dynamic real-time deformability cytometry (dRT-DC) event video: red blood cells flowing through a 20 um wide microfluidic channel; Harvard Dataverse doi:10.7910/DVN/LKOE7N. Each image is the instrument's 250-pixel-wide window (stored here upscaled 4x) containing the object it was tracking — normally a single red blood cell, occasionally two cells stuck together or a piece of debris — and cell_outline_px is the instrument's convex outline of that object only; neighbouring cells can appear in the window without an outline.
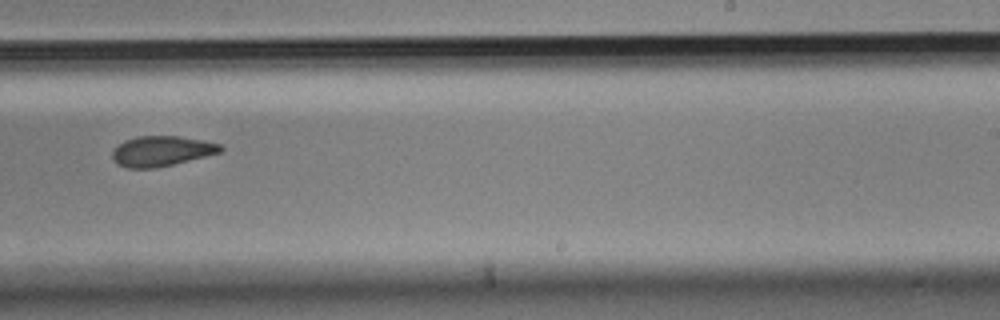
{"species": "Egyptian fruit bat (a non-hibernating species)", "species_latin": "Rousettus aegyptiacus", "temperature_condition": "cold", "stored_images_in_passage": 15, "camera_frame_rate_fps": 3000, "um_per_image_px": 0.085, "animal": {"sex": "male"}, "frame": {"image": 1, "passage_image": 9, "time_ms": 2.667, "image_size_px": [1000, 320], "cell_outline_px": [[224, 148], [220, 152], [156, 168], [128, 168], [116, 164], [112, 160], [112, 152], [124, 140], [136, 136], [180, 136], [220, 144]], "centroid_in_image_um": [13.68, 12.84], "position_along_channel_um": 275.3, "area_um2": 18.84}}
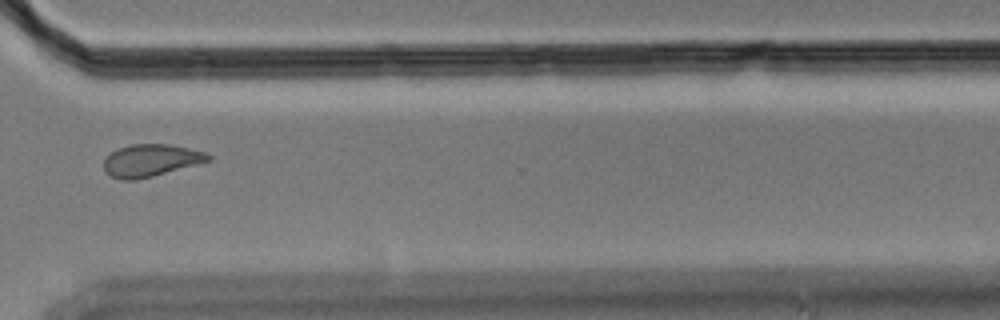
{"frame": {"image": 2, "passage_image": 11, "time_ms": 3.333, "image_size_px": [1000, 320], "cell_outline_px": [[212, 160], [152, 176], [136, 180], [120, 180], [112, 176], [104, 168], [104, 156], [120, 148], [132, 144], [168, 144], [188, 148], [204, 152], [212, 156]], "centroid_in_image_um": [12.81, 13.63], "position_along_channel_um": 357.8, "area_um2": 19.42}}